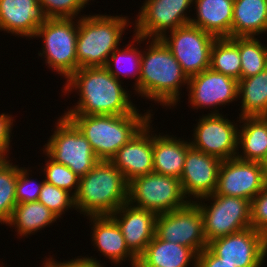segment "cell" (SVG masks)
Here are the masks:
<instances>
[{"label":"cell","mask_w":267,"mask_h":267,"mask_svg":"<svg viewBox=\"0 0 267 267\" xmlns=\"http://www.w3.org/2000/svg\"><path fill=\"white\" fill-rule=\"evenodd\" d=\"M8 160L5 155L0 154V167Z\"/></svg>","instance_id":"cell-43"},{"label":"cell","mask_w":267,"mask_h":267,"mask_svg":"<svg viewBox=\"0 0 267 267\" xmlns=\"http://www.w3.org/2000/svg\"><path fill=\"white\" fill-rule=\"evenodd\" d=\"M78 19H47L40 25L33 39L43 40L38 56L45 60L48 69L67 80L77 71L76 45Z\"/></svg>","instance_id":"cell-6"},{"label":"cell","mask_w":267,"mask_h":267,"mask_svg":"<svg viewBox=\"0 0 267 267\" xmlns=\"http://www.w3.org/2000/svg\"><path fill=\"white\" fill-rule=\"evenodd\" d=\"M95 0H38L48 19L76 18L85 16L79 14L86 6ZM90 2V3H89Z\"/></svg>","instance_id":"cell-35"},{"label":"cell","mask_w":267,"mask_h":267,"mask_svg":"<svg viewBox=\"0 0 267 267\" xmlns=\"http://www.w3.org/2000/svg\"><path fill=\"white\" fill-rule=\"evenodd\" d=\"M191 7L193 0H144L136 19H133V33L144 38H162L166 33L189 24Z\"/></svg>","instance_id":"cell-10"},{"label":"cell","mask_w":267,"mask_h":267,"mask_svg":"<svg viewBox=\"0 0 267 267\" xmlns=\"http://www.w3.org/2000/svg\"><path fill=\"white\" fill-rule=\"evenodd\" d=\"M45 260H43L42 262V266L40 267H54L46 258H44Z\"/></svg>","instance_id":"cell-41"},{"label":"cell","mask_w":267,"mask_h":267,"mask_svg":"<svg viewBox=\"0 0 267 267\" xmlns=\"http://www.w3.org/2000/svg\"><path fill=\"white\" fill-rule=\"evenodd\" d=\"M261 34V35H260ZM267 34V0H234L232 38Z\"/></svg>","instance_id":"cell-25"},{"label":"cell","mask_w":267,"mask_h":267,"mask_svg":"<svg viewBox=\"0 0 267 267\" xmlns=\"http://www.w3.org/2000/svg\"><path fill=\"white\" fill-rule=\"evenodd\" d=\"M151 118L111 158L110 162L128 182L153 172V125Z\"/></svg>","instance_id":"cell-18"},{"label":"cell","mask_w":267,"mask_h":267,"mask_svg":"<svg viewBox=\"0 0 267 267\" xmlns=\"http://www.w3.org/2000/svg\"><path fill=\"white\" fill-rule=\"evenodd\" d=\"M207 248L219 257L221 262L235 267H263L267 257V236L253 227H248L211 240Z\"/></svg>","instance_id":"cell-14"},{"label":"cell","mask_w":267,"mask_h":267,"mask_svg":"<svg viewBox=\"0 0 267 267\" xmlns=\"http://www.w3.org/2000/svg\"><path fill=\"white\" fill-rule=\"evenodd\" d=\"M60 220L50 209L39 201L17 204L10 220L5 224L15 227L17 238L29 237Z\"/></svg>","instance_id":"cell-27"},{"label":"cell","mask_w":267,"mask_h":267,"mask_svg":"<svg viewBox=\"0 0 267 267\" xmlns=\"http://www.w3.org/2000/svg\"><path fill=\"white\" fill-rule=\"evenodd\" d=\"M52 130L41 150L56 163L64 164L82 177L99 162L87 138L68 117L63 114L57 117Z\"/></svg>","instance_id":"cell-7"},{"label":"cell","mask_w":267,"mask_h":267,"mask_svg":"<svg viewBox=\"0 0 267 267\" xmlns=\"http://www.w3.org/2000/svg\"><path fill=\"white\" fill-rule=\"evenodd\" d=\"M259 117L265 122V125H266V128H267V113L262 114ZM266 168H267V157H266Z\"/></svg>","instance_id":"cell-42"},{"label":"cell","mask_w":267,"mask_h":267,"mask_svg":"<svg viewBox=\"0 0 267 267\" xmlns=\"http://www.w3.org/2000/svg\"><path fill=\"white\" fill-rule=\"evenodd\" d=\"M55 256L49 255V257H46V259L54 266V267H105V261L104 263L101 262V260H97V258L94 256H77L70 260H63V262L57 261V259L54 258Z\"/></svg>","instance_id":"cell-39"},{"label":"cell","mask_w":267,"mask_h":267,"mask_svg":"<svg viewBox=\"0 0 267 267\" xmlns=\"http://www.w3.org/2000/svg\"><path fill=\"white\" fill-rule=\"evenodd\" d=\"M153 127V172L175 177L180 180L184 168L189 138L156 133Z\"/></svg>","instance_id":"cell-23"},{"label":"cell","mask_w":267,"mask_h":267,"mask_svg":"<svg viewBox=\"0 0 267 267\" xmlns=\"http://www.w3.org/2000/svg\"><path fill=\"white\" fill-rule=\"evenodd\" d=\"M197 267H235V265L221 262L207 247L197 256Z\"/></svg>","instance_id":"cell-40"},{"label":"cell","mask_w":267,"mask_h":267,"mask_svg":"<svg viewBox=\"0 0 267 267\" xmlns=\"http://www.w3.org/2000/svg\"><path fill=\"white\" fill-rule=\"evenodd\" d=\"M64 83L63 95L69 98L75 92L79 97L63 115H126L137 108L132 91L105 67L79 68Z\"/></svg>","instance_id":"cell-1"},{"label":"cell","mask_w":267,"mask_h":267,"mask_svg":"<svg viewBox=\"0 0 267 267\" xmlns=\"http://www.w3.org/2000/svg\"><path fill=\"white\" fill-rule=\"evenodd\" d=\"M143 43L138 97L174 109L182 102L181 88L187 89L189 78L161 38L143 37Z\"/></svg>","instance_id":"cell-2"},{"label":"cell","mask_w":267,"mask_h":267,"mask_svg":"<svg viewBox=\"0 0 267 267\" xmlns=\"http://www.w3.org/2000/svg\"><path fill=\"white\" fill-rule=\"evenodd\" d=\"M14 122L16 121L13 115L6 112L0 114V154L5 155L8 159H11L10 149H12Z\"/></svg>","instance_id":"cell-38"},{"label":"cell","mask_w":267,"mask_h":267,"mask_svg":"<svg viewBox=\"0 0 267 267\" xmlns=\"http://www.w3.org/2000/svg\"><path fill=\"white\" fill-rule=\"evenodd\" d=\"M127 202L137 208L161 214L184 207L189 200L179 179L151 172L129 182Z\"/></svg>","instance_id":"cell-9"},{"label":"cell","mask_w":267,"mask_h":267,"mask_svg":"<svg viewBox=\"0 0 267 267\" xmlns=\"http://www.w3.org/2000/svg\"><path fill=\"white\" fill-rule=\"evenodd\" d=\"M251 226L267 236V186L251 200Z\"/></svg>","instance_id":"cell-37"},{"label":"cell","mask_w":267,"mask_h":267,"mask_svg":"<svg viewBox=\"0 0 267 267\" xmlns=\"http://www.w3.org/2000/svg\"><path fill=\"white\" fill-rule=\"evenodd\" d=\"M241 98V99H240ZM238 115L257 117L267 113V68L256 75L238 81Z\"/></svg>","instance_id":"cell-29"},{"label":"cell","mask_w":267,"mask_h":267,"mask_svg":"<svg viewBox=\"0 0 267 267\" xmlns=\"http://www.w3.org/2000/svg\"><path fill=\"white\" fill-rule=\"evenodd\" d=\"M8 159L0 167V224L5 225L11 218L16 203V182L18 165Z\"/></svg>","instance_id":"cell-32"},{"label":"cell","mask_w":267,"mask_h":267,"mask_svg":"<svg viewBox=\"0 0 267 267\" xmlns=\"http://www.w3.org/2000/svg\"><path fill=\"white\" fill-rule=\"evenodd\" d=\"M197 256L192 248L161 240L155 235L138 262L144 267H197Z\"/></svg>","instance_id":"cell-24"},{"label":"cell","mask_w":267,"mask_h":267,"mask_svg":"<svg viewBox=\"0 0 267 267\" xmlns=\"http://www.w3.org/2000/svg\"><path fill=\"white\" fill-rule=\"evenodd\" d=\"M18 164V174H17V182H16V203H26L38 201L41 188L44 184V176L43 180L38 181L36 178H32L34 175L32 173L31 167H19ZM32 175V176H31ZM31 176V177H30ZM37 180V181H36Z\"/></svg>","instance_id":"cell-36"},{"label":"cell","mask_w":267,"mask_h":267,"mask_svg":"<svg viewBox=\"0 0 267 267\" xmlns=\"http://www.w3.org/2000/svg\"><path fill=\"white\" fill-rule=\"evenodd\" d=\"M42 153L46 156H44L45 166L41 167L39 174L43 172L42 174L46 182L64 189L75 196L79 188L80 177L64 164L56 163L44 151Z\"/></svg>","instance_id":"cell-33"},{"label":"cell","mask_w":267,"mask_h":267,"mask_svg":"<svg viewBox=\"0 0 267 267\" xmlns=\"http://www.w3.org/2000/svg\"><path fill=\"white\" fill-rule=\"evenodd\" d=\"M233 4L234 0H193L195 13L189 24L216 38H232Z\"/></svg>","instance_id":"cell-22"},{"label":"cell","mask_w":267,"mask_h":267,"mask_svg":"<svg viewBox=\"0 0 267 267\" xmlns=\"http://www.w3.org/2000/svg\"><path fill=\"white\" fill-rule=\"evenodd\" d=\"M222 160L190 146L187 149L181 186L189 202L213 194L217 187Z\"/></svg>","instance_id":"cell-17"},{"label":"cell","mask_w":267,"mask_h":267,"mask_svg":"<svg viewBox=\"0 0 267 267\" xmlns=\"http://www.w3.org/2000/svg\"><path fill=\"white\" fill-rule=\"evenodd\" d=\"M110 216L119 226L127 247L138 258L155 236L157 214L127 202Z\"/></svg>","instance_id":"cell-19"},{"label":"cell","mask_w":267,"mask_h":267,"mask_svg":"<svg viewBox=\"0 0 267 267\" xmlns=\"http://www.w3.org/2000/svg\"><path fill=\"white\" fill-rule=\"evenodd\" d=\"M266 186L267 168L264 164L235 157L222 160L213 194L251 201Z\"/></svg>","instance_id":"cell-16"},{"label":"cell","mask_w":267,"mask_h":267,"mask_svg":"<svg viewBox=\"0 0 267 267\" xmlns=\"http://www.w3.org/2000/svg\"><path fill=\"white\" fill-rule=\"evenodd\" d=\"M195 203L203 216L204 236L207 243L215 238L252 227L251 201L247 199L211 194Z\"/></svg>","instance_id":"cell-8"},{"label":"cell","mask_w":267,"mask_h":267,"mask_svg":"<svg viewBox=\"0 0 267 267\" xmlns=\"http://www.w3.org/2000/svg\"><path fill=\"white\" fill-rule=\"evenodd\" d=\"M131 267H144L143 265H141L138 261L134 262Z\"/></svg>","instance_id":"cell-44"},{"label":"cell","mask_w":267,"mask_h":267,"mask_svg":"<svg viewBox=\"0 0 267 267\" xmlns=\"http://www.w3.org/2000/svg\"><path fill=\"white\" fill-rule=\"evenodd\" d=\"M128 16L85 14L78 19L76 45L77 70L85 67H105L109 56L121 45L123 34L132 27ZM123 37V38H122Z\"/></svg>","instance_id":"cell-5"},{"label":"cell","mask_w":267,"mask_h":267,"mask_svg":"<svg viewBox=\"0 0 267 267\" xmlns=\"http://www.w3.org/2000/svg\"><path fill=\"white\" fill-rule=\"evenodd\" d=\"M129 182L110 162H99L85 176L80 177L74 196L75 209L84 218L113 214L128 201Z\"/></svg>","instance_id":"cell-4"},{"label":"cell","mask_w":267,"mask_h":267,"mask_svg":"<svg viewBox=\"0 0 267 267\" xmlns=\"http://www.w3.org/2000/svg\"><path fill=\"white\" fill-rule=\"evenodd\" d=\"M152 111V108L146 109L143 113L136 108L126 115L64 116L68 117L87 138L99 160L110 161L116 152L153 118Z\"/></svg>","instance_id":"cell-3"},{"label":"cell","mask_w":267,"mask_h":267,"mask_svg":"<svg viewBox=\"0 0 267 267\" xmlns=\"http://www.w3.org/2000/svg\"><path fill=\"white\" fill-rule=\"evenodd\" d=\"M161 39L188 78L209 68L211 48L216 39L213 35L188 24L166 33Z\"/></svg>","instance_id":"cell-12"},{"label":"cell","mask_w":267,"mask_h":267,"mask_svg":"<svg viewBox=\"0 0 267 267\" xmlns=\"http://www.w3.org/2000/svg\"><path fill=\"white\" fill-rule=\"evenodd\" d=\"M48 18L38 0H0V32L33 39Z\"/></svg>","instance_id":"cell-20"},{"label":"cell","mask_w":267,"mask_h":267,"mask_svg":"<svg viewBox=\"0 0 267 267\" xmlns=\"http://www.w3.org/2000/svg\"><path fill=\"white\" fill-rule=\"evenodd\" d=\"M193 126L190 144L203 153L221 160L235 158L238 151V129L240 118L230 120L224 114H201Z\"/></svg>","instance_id":"cell-11"},{"label":"cell","mask_w":267,"mask_h":267,"mask_svg":"<svg viewBox=\"0 0 267 267\" xmlns=\"http://www.w3.org/2000/svg\"><path fill=\"white\" fill-rule=\"evenodd\" d=\"M259 37L230 38L239 49L241 79L258 74L267 68V44Z\"/></svg>","instance_id":"cell-31"},{"label":"cell","mask_w":267,"mask_h":267,"mask_svg":"<svg viewBox=\"0 0 267 267\" xmlns=\"http://www.w3.org/2000/svg\"><path fill=\"white\" fill-rule=\"evenodd\" d=\"M236 157L245 161L259 162L266 166L267 128L259 116L240 118Z\"/></svg>","instance_id":"cell-26"},{"label":"cell","mask_w":267,"mask_h":267,"mask_svg":"<svg viewBox=\"0 0 267 267\" xmlns=\"http://www.w3.org/2000/svg\"><path fill=\"white\" fill-rule=\"evenodd\" d=\"M155 235L161 240L192 248L197 254L208 245L204 236L203 216L195 202L157 214Z\"/></svg>","instance_id":"cell-13"},{"label":"cell","mask_w":267,"mask_h":267,"mask_svg":"<svg viewBox=\"0 0 267 267\" xmlns=\"http://www.w3.org/2000/svg\"><path fill=\"white\" fill-rule=\"evenodd\" d=\"M38 201L50 209L59 219L75 209L74 196L68 191L44 181Z\"/></svg>","instance_id":"cell-34"},{"label":"cell","mask_w":267,"mask_h":267,"mask_svg":"<svg viewBox=\"0 0 267 267\" xmlns=\"http://www.w3.org/2000/svg\"><path fill=\"white\" fill-rule=\"evenodd\" d=\"M213 71L241 79V58L238 46L230 38H216L210 54V66Z\"/></svg>","instance_id":"cell-30"},{"label":"cell","mask_w":267,"mask_h":267,"mask_svg":"<svg viewBox=\"0 0 267 267\" xmlns=\"http://www.w3.org/2000/svg\"><path fill=\"white\" fill-rule=\"evenodd\" d=\"M90 223V239L94 251L108 259L114 266H121L123 262L128 261L132 265L138 261V258L129 250L125 243V238L117 225L116 221L110 215L87 216Z\"/></svg>","instance_id":"cell-21"},{"label":"cell","mask_w":267,"mask_h":267,"mask_svg":"<svg viewBox=\"0 0 267 267\" xmlns=\"http://www.w3.org/2000/svg\"><path fill=\"white\" fill-rule=\"evenodd\" d=\"M187 89V103L196 112L209 109L207 114H220L219 110L223 114L221 106L238 101V81L210 68L189 77Z\"/></svg>","instance_id":"cell-15"},{"label":"cell","mask_w":267,"mask_h":267,"mask_svg":"<svg viewBox=\"0 0 267 267\" xmlns=\"http://www.w3.org/2000/svg\"><path fill=\"white\" fill-rule=\"evenodd\" d=\"M131 42L123 47L120 45L110 56L105 68L118 80L123 82L124 78L134 79V94L138 97V83L141 73V56L143 37L133 34ZM138 45L139 48H138ZM123 78V80H122Z\"/></svg>","instance_id":"cell-28"}]
</instances>
